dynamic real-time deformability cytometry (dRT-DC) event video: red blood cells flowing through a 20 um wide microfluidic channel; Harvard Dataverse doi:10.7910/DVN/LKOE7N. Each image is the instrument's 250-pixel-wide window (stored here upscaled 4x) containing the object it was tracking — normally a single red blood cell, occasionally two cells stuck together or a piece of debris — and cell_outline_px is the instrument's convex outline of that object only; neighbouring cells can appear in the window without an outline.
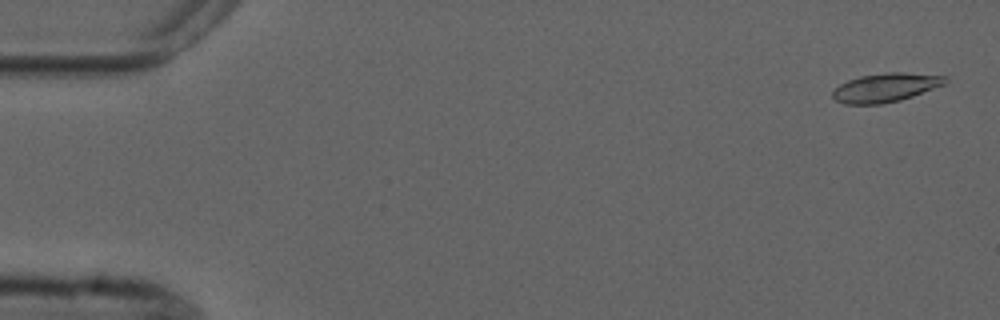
{"species": "common noctule bat (a hibernating species)", "species_latin": "Nyctalus noctula", "temperature_condition": "cold", "stored_images_in_passage": 5, "camera_frame_rate_fps": 3000, "um_per_image_px": 0.085, "animal": {"sex": "male", "forearm_length_mm": 52.5}, "frame": {"image": 1, "passage_image": 1, "time_ms": 0.0, "image_size_px": [1000, 320], "cell_outline_px": [[948, 80], [944, 84], [912, 96], [900, 100], [880, 104], [844, 104], [836, 100], [832, 96], [832, 92], [840, 84], [848, 80], [860, 76], [888, 72], [904, 72], [948, 76]], "centroid_in_image_um": [75.27, 7.43], "position_along_channel_um": 9.7, "area_um2": 18.79}}
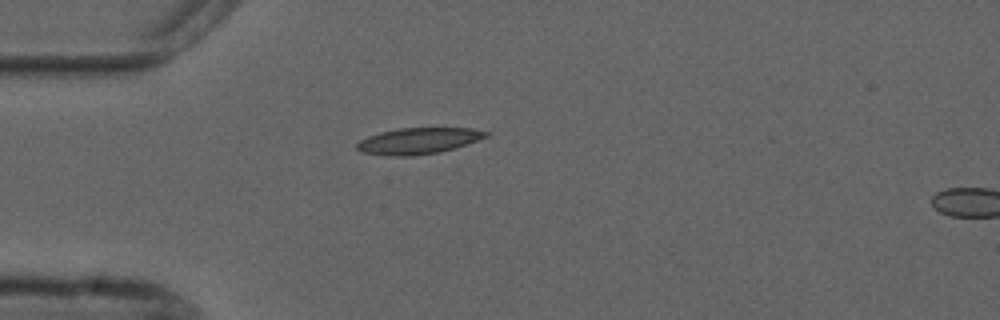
{"frame": {"image": 2, "passage_image": 4, "time_ms": 4.333, "image_size_px": [1000, 320], "cell_outline_px": [[488, 136], [440, 152], [408, 156], [392, 156], [364, 152], [356, 148], [356, 144], [360, 140], [368, 136], [380, 132], [400, 128], [472, 128], [488, 132]], "centroid_in_image_um": [35.53, 11.96], "position_along_channel_um": 49.5, "area_um2": 19.31}}